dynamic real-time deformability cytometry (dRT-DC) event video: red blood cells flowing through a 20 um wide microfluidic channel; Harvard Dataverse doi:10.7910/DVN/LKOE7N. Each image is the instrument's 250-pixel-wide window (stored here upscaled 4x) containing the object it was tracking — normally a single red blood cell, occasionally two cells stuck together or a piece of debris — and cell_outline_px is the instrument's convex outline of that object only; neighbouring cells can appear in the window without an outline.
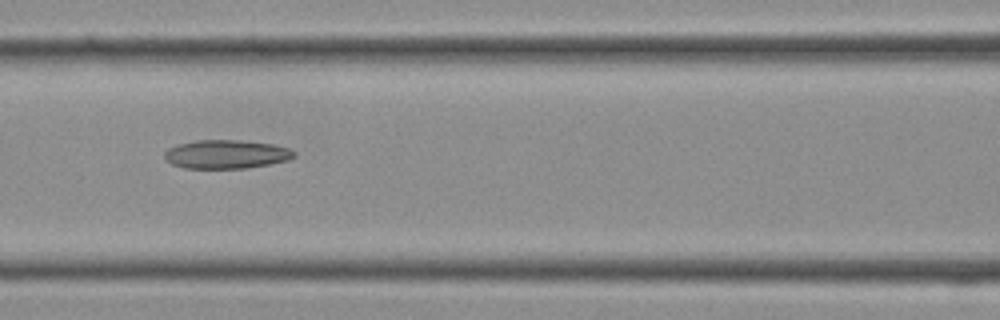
{"species": "Egyptian fruit bat (a non-hibernating species)", "species_latin": "Rousettus aegyptiacus", "temperature_condition": "cold", "stored_images_in_passage": 22, "camera_frame_rate_fps": 3000, "um_per_image_px": 0.085, "frame": {"image": 1, "passage_image": 5, "time_ms": 1.333, "image_size_px": [1000, 320], "cell_outline_px": [[296, 156], [288, 160], [268, 164], [244, 168], [184, 168], [172, 164], [164, 160], [164, 152], [168, 148], [180, 144], [196, 140], [240, 140], [272, 144], [288, 148], [296, 152]], "centroid_in_image_um": [19.21, 13.11], "position_along_channel_um": 147.4, "area_um2": 21.62}}
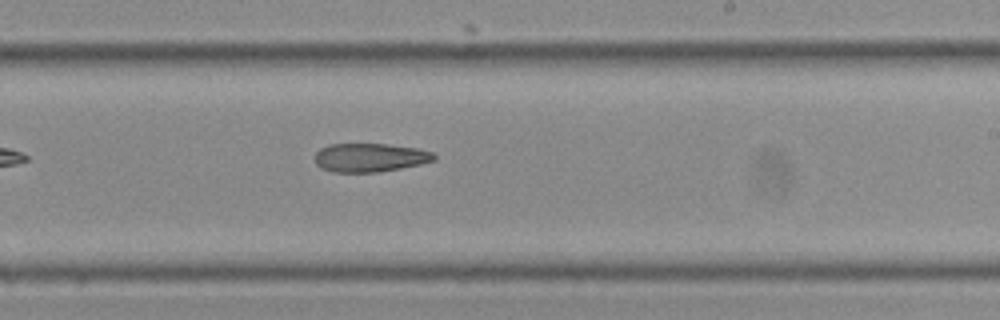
{"frame": {"image": 2, "passage_image": 10, "time_ms": 3.0, "image_size_px": [1000, 320], "cell_outline_px": [[436, 160], [420, 164], [400, 168], [376, 172], [332, 172], [320, 168], [316, 164], [316, 152], [320, 148], [328, 144], [388, 144], [416, 148], [436, 152]], "centroid_in_image_um": [31.46, 13.39], "position_along_channel_um": 257.5, "area_um2": 20.0}}
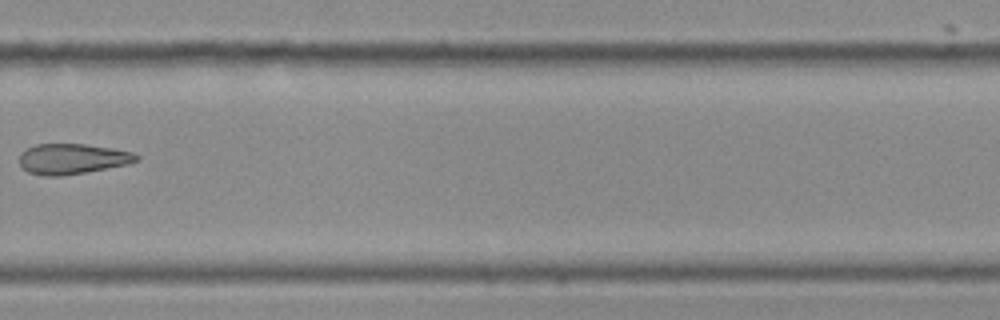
{"frame": {"image": 3, "passage_image": 13, "time_ms": 4.0, "image_size_px": [1000, 320], "cell_outline_px": [[140, 160], [128, 164], [88, 172], [60, 176], [48, 176], [28, 172], [20, 164], [20, 152], [36, 144], [84, 144], [112, 148], [132, 152], [140, 156]], "centroid_in_image_um": [6.18, 13.5], "position_along_channel_um": 323.6, "area_um2": 20.75}}